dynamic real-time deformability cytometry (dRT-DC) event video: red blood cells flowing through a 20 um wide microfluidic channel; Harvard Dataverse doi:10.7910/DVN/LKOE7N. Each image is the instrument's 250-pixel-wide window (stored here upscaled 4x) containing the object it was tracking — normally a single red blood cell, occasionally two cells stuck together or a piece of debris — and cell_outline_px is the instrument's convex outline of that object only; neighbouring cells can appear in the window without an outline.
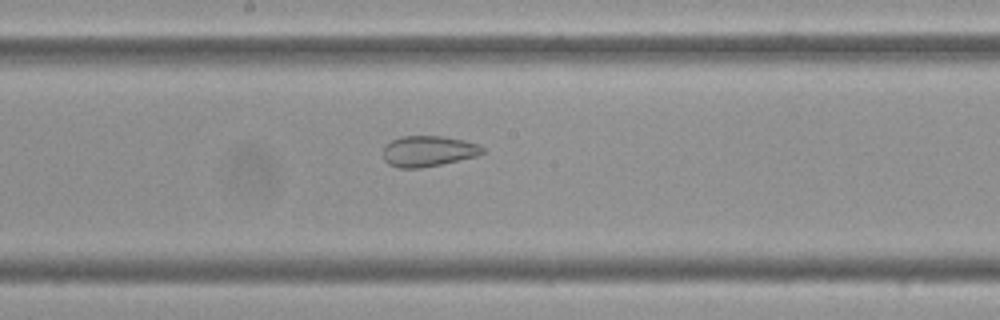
{"species": "Egyptian fruit bat (a non-hibernating species)", "species_latin": "Rousettus aegyptiacus", "temperature_condition": "cold", "stored_images_in_passage": 57, "camera_frame_rate_fps": 3000, "um_per_image_px": 0.085, "frame": {"image": 1, "passage_image": 32, "time_ms": 10.333, "image_size_px": [1000, 320], "cell_outline_px": [[484, 152], [476, 156], [440, 164], [420, 168], [400, 168], [388, 164], [384, 160], [384, 144], [392, 140], [404, 136], [444, 136], [464, 140], [480, 144], [484, 148]], "centroid_in_image_um": [36.4, 12.84], "position_along_channel_um": 211.8, "area_um2": 17.8}}
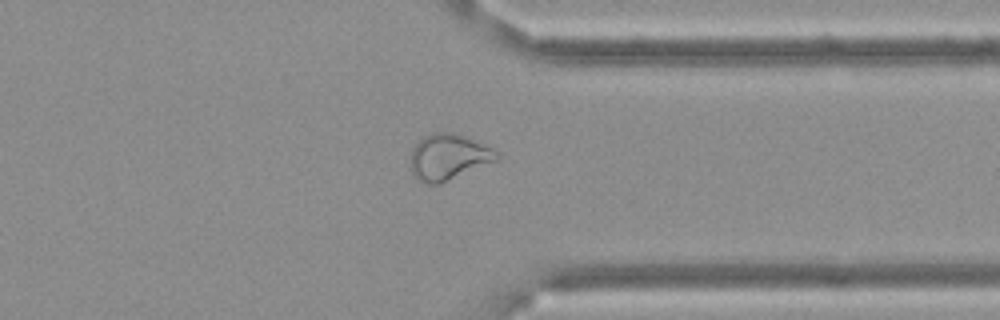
{"frame": {"image": 2, "passage_image": 46, "time_ms": 15.0, "image_size_px": [1000, 320], "cell_outline_px": [[500, 156], [496, 160], [436, 184], [428, 184], [412, 176], [412, 148], [424, 136], [436, 132], [448, 132], [464, 136], [484, 144], [500, 152]], "centroid_in_image_um": [38.11, 13.32], "position_along_channel_um": 373.3, "area_um2": 22.37}}
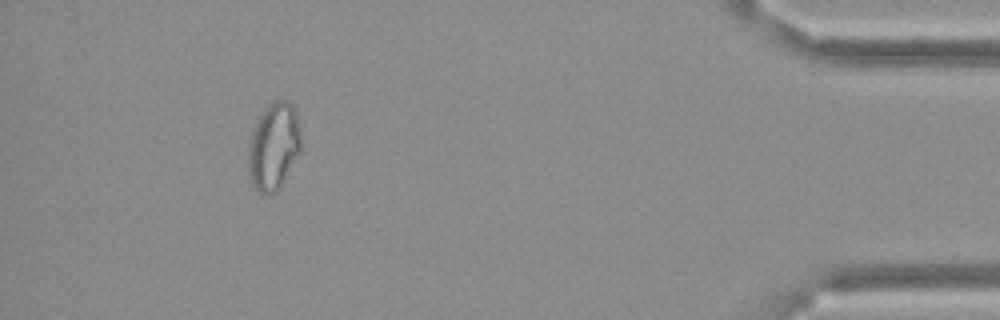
{"frame": {"image": 3, "passage_image": 54, "time_ms": 17.667, "image_size_px": [1000, 320], "cell_outline_px": [[300, 152], [280, 188], [264, 196], [252, 188], [248, 172], [248, 144], [252, 132], [264, 108], [268, 104], [276, 100], [284, 100], [292, 104], [296, 112], [300, 128]], "centroid_in_image_um": [23.25, 12.48], "position_along_channel_um": 412.0, "area_um2": 26.99}}